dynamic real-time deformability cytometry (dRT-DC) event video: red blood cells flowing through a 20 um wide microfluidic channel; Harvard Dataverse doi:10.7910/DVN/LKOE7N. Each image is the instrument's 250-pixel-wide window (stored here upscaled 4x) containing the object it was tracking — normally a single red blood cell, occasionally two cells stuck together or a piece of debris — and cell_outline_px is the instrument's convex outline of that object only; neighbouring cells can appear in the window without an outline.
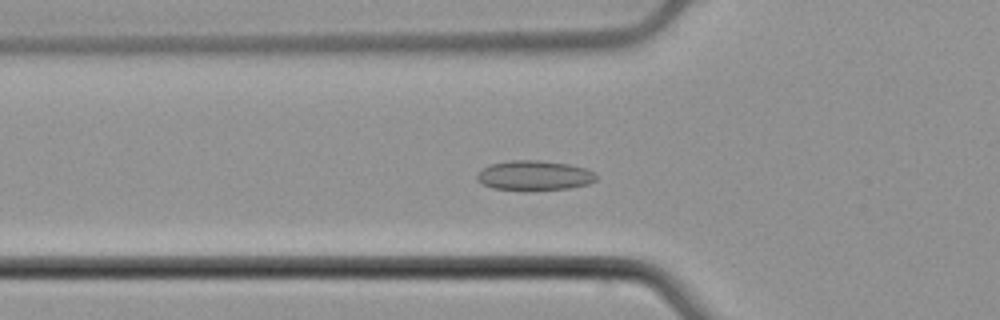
{"species": "common noctule bat (a hibernating species)", "species_latin": "Nyctalus noctula", "temperature_condition": "cold", "stored_images_in_passage": 39, "camera_frame_rate_fps": 3000, "um_per_image_px": 0.085, "animal": {"sex": "male", "body_mass_g": 21.5, "forearm_length_mm": 52.0}, "frame": {"image": 1, "passage_image": 4, "time_ms": 1.0, "image_size_px": [1000, 320], "cell_outline_px": [[596, 180], [588, 184], [568, 188], [492, 188], [476, 180], [476, 172], [492, 164], [512, 160], [540, 160], [568, 164], [584, 168], [592, 172], [596, 176]], "centroid_in_image_um": [45.4, 14.88], "position_along_channel_um": 80.4, "area_um2": 19.88}}
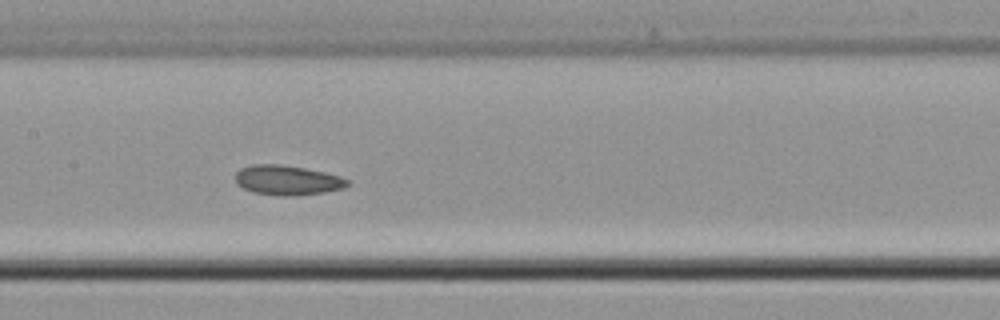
{"frame": {"image": 2, "passage_image": 12, "time_ms": 3.667, "image_size_px": [1000, 320], "cell_outline_px": [[348, 184], [344, 188], [324, 192], [296, 196], [280, 196], [252, 192], [236, 184], [236, 172], [240, 168], [252, 164], [280, 164], [304, 168], [324, 172], [340, 176], [348, 180]], "centroid_in_image_um": [24.4, 15.32], "position_along_channel_um": 183.0, "area_um2": 19.48}}
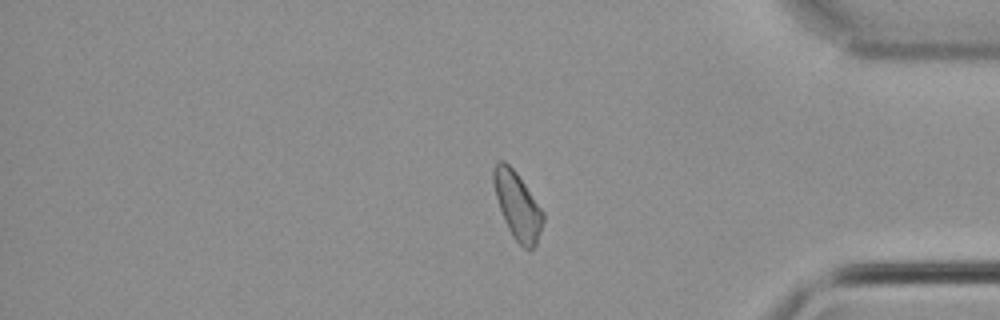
{"frame": {"image": 3, "passage_image": 30, "time_ms": 9.667, "image_size_px": [1000, 320], "cell_outline_px": [[544, 220], [536, 244], [528, 252], [512, 236], [504, 220], [496, 196], [492, 180], [492, 168], [496, 160], [504, 160], [516, 172], [544, 212]], "centroid_in_image_um": [43.97, 17.46], "position_along_channel_um": 391.2, "area_um2": 19.36}, "authors_computed_cell_mechanics": {"area_um2": 19.2474, "velocity_mm_per_s": 3.862, "shape_relaxation_time_tau1_ms": 4.4221, "shape_relaxation_time_tau2_ms": 1.3192, "deformation_change_tau1": 0.0543, "deformation_change_tau2": 0.0403}}